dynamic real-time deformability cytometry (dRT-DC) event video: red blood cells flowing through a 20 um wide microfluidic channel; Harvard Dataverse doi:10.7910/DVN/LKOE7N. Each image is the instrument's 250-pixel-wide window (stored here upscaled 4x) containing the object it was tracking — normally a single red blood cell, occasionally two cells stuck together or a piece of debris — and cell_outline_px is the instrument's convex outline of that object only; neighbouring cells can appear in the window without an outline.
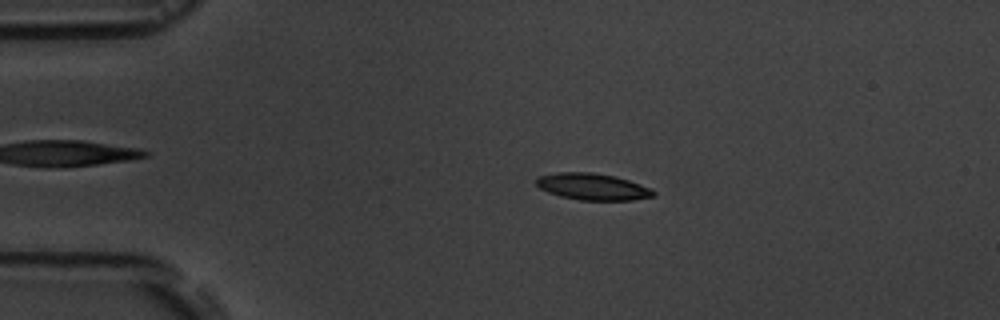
{"species": "common noctule bat (a hibernating species)", "species_latin": "Nyctalus noctula", "temperature_condition": "room temperature", "stored_images_in_passage": 4, "camera_frame_rate_fps": 3000, "um_per_image_px": 0.085, "animal": {"sex": "male", "body_mass_g": 19.5, "forearm_length_mm": 54.6}, "frame": {"image": 1, "passage_image": 3, "time_ms": 2.333, "image_size_px": [1000, 320], "cell_outline_px": [[656, 196], [632, 200], [580, 200], [560, 196], [548, 192], [540, 188], [536, 184], [536, 176], [556, 172], [592, 172], [616, 176], [652, 188], [656, 192]], "centroid_in_image_um": [50.38, 15.86], "position_along_channel_um": 34.6, "area_um2": 18.38}}